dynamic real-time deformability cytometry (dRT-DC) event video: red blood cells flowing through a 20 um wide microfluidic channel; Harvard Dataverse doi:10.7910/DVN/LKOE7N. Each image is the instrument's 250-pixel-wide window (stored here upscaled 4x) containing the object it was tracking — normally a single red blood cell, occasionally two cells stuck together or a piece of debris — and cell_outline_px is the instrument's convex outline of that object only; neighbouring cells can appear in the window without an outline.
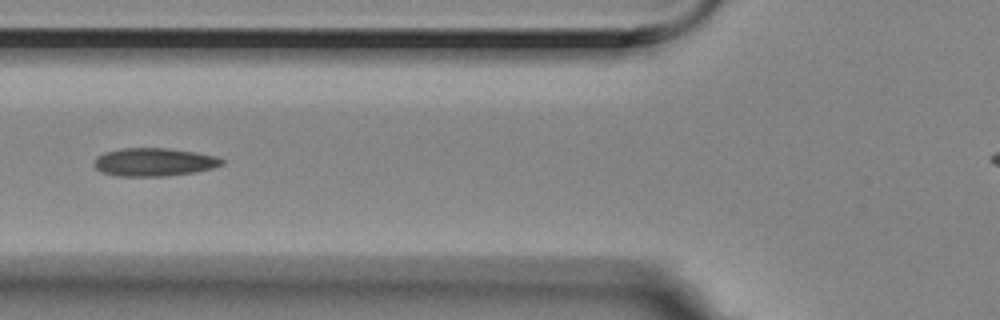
{"species": "Egyptian fruit bat (a non-hibernating species)", "species_latin": "Rousettus aegyptiacus", "temperature_condition": "room temperature", "stored_images_in_passage": 14, "camera_frame_rate_fps": 3000, "um_per_image_px": 0.085, "animal": {"sex": "female"}, "frame": {"image": 1, "passage_image": 4, "time_ms": 1.0, "image_size_px": [1000, 320], "cell_outline_px": [[224, 164], [212, 168], [196, 172], [160, 176], [116, 176], [100, 172], [92, 164], [96, 156], [104, 152], [124, 148], [168, 148], [196, 152], [216, 156], [224, 160]], "centroid_in_image_um": [13.06, 13.77], "position_along_channel_um": 112.7, "area_um2": 21.1}}
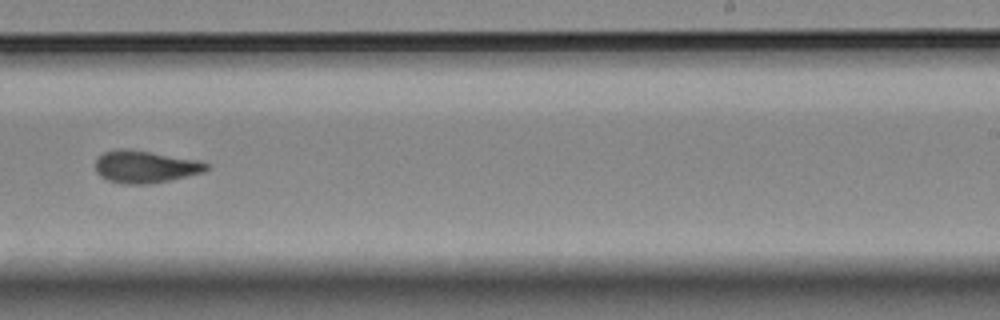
{"frame": {"image": 2, "passage_image": 8, "time_ms": 2.333, "image_size_px": [1000, 320], "cell_outline_px": [[212, 164], [204, 172], [168, 180], [148, 184], [120, 184], [108, 180], [100, 176], [96, 172], [96, 160], [104, 152], [120, 148], [128, 148], [200, 160]], "centroid_in_image_um": [12.36, 14.16], "position_along_channel_um": 276.6, "area_um2": 21.04}}
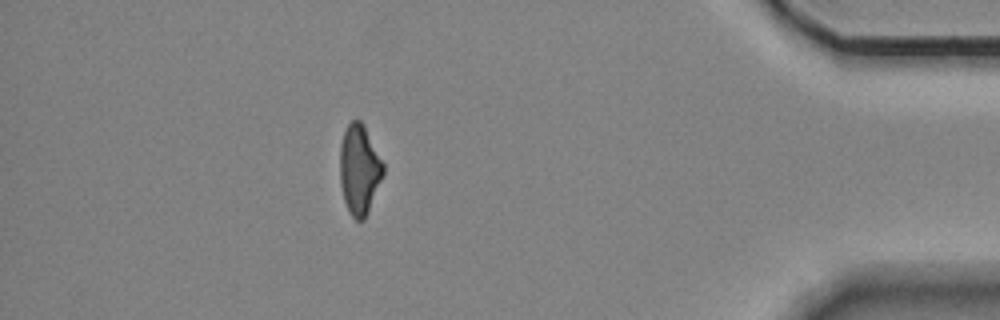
{"frame": {"image": 3, "passage_image": 13, "time_ms": 4.0, "image_size_px": [1000, 320], "cell_outline_px": [[384, 172], [368, 212], [364, 220], [356, 220], [352, 216], [344, 200], [340, 184], [340, 144], [344, 132], [348, 124], [352, 120], [360, 120], [364, 124], [384, 164]], "centroid_in_image_um": [30.54, 14.39], "position_along_channel_um": 404.7, "area_um2": 22.54}}